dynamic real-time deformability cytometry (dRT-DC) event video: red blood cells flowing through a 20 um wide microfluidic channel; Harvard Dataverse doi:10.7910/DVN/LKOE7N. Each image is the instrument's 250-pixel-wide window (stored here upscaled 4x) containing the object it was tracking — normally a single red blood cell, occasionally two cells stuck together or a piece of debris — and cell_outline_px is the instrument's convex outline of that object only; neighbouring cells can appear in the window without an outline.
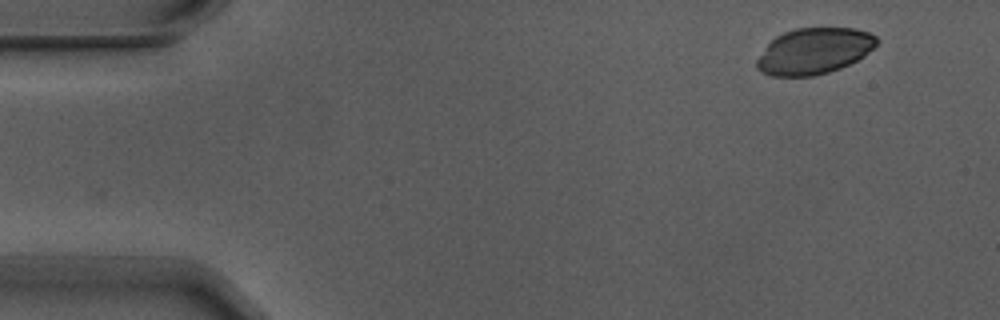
{"species": "Egyptian fruit bat (a non-hibernating species)", "species_latin": "Rousettus aegyptiacus", "temperature_condition": "warm", "stored_images_in_passage": 4, "camera_frame_rate_fps": 3000, "um_per_image_px": 0.085, "animal": {"sex": "male"}, "frame": {"image": 1, "passage_image": 1, "time_ms": 0.0, "image_size_px": [1000, 320], "cell_outline_px": [[880, 40], [864, 56], [840, 68], [828, 72], [812, 76], [772, 76], [756, 68], [756, 60], [768, 44], [776, 36], [784, 32], [796, 28], [856, 28], [868, 32], [876, 36]], "centroid_in_image_um": [69.2, 4.33], "position_along_channel_um": 15.8, "area_um2": 32.02}}